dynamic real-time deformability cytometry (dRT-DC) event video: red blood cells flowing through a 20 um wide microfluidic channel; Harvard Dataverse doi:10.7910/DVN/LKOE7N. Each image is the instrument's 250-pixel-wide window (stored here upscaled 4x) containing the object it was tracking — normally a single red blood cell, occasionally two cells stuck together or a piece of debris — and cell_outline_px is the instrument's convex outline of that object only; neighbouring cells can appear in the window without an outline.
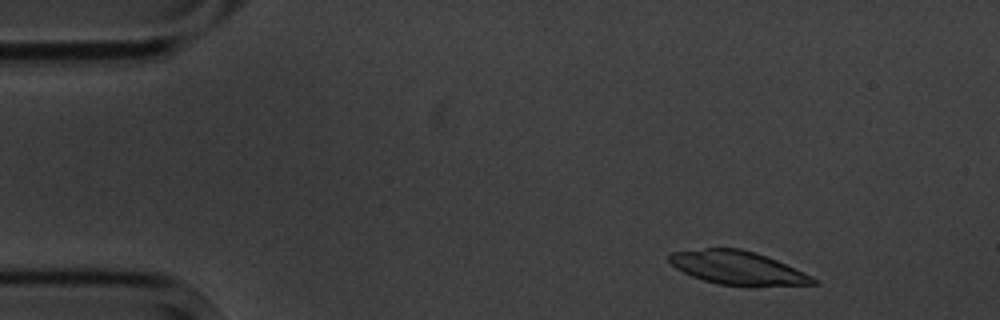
{"species": "common noctule bat (a hibernating species)", "species_latin": "Nyctalus noctula", "temperature_condition": "cold", "stored_images_in_passage": 10, "camera_frame_rate_fps": 3000, "um_per_image_px": 0.085, "animal": {"sex": "male", "body_mass_g": 20.1, "forearm_length_mm": 53.5}, "frame": {"image": 1, "passage_image": 1, "time_ms": 0.0, "image_size_px": [1000, 320], "cell_outline_px": [[820, 284], [756, 288], [748, 288], [716, 284], [692, 276], [676, 268], [668, 260], [668, 256], [672, 252], [704, 248], [740, 248], [756, 252], [776, 260], [812, 276]], "centroid_in_image_um": [62.75, 22.81], "position_along_channel_um": 22.2, "area_um2": 28.84}}